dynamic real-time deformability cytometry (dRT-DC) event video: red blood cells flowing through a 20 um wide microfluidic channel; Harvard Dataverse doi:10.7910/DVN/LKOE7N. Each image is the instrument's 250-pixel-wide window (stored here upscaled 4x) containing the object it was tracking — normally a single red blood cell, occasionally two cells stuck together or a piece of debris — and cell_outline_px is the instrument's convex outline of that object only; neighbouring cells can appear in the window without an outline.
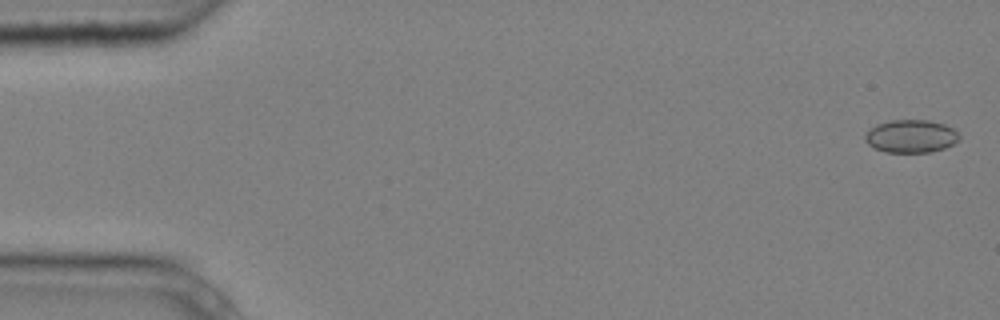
{"species": "common noctule bat (a hibernating species)", "species_latin": "Nyctalus noctula", "temperature_condition": "cold", "stored_images_in_passage": 3, "camera_frame_rate_fps": 3000, "um_per_image_px": 0.085, "animal": {"sex": "male", "body_mass_g": 20.4}, "frame": {"image": 1, "passage_image": 1, "time_ms": 0.0, "image_size_px": [1000, 320], "cell_outline_px": [[960, 140], [944, 148], [932, 152], [884, 152], [868, 144], [864, 140], [864, 136], [876, 124], [888, 120], [928, 120], [944, 124], [952, 128], [960, 136]], "centroid_in_image_um": [77.43, 11.58], "position_along_channel_um": 7.6, "area_um2": 18.03}}
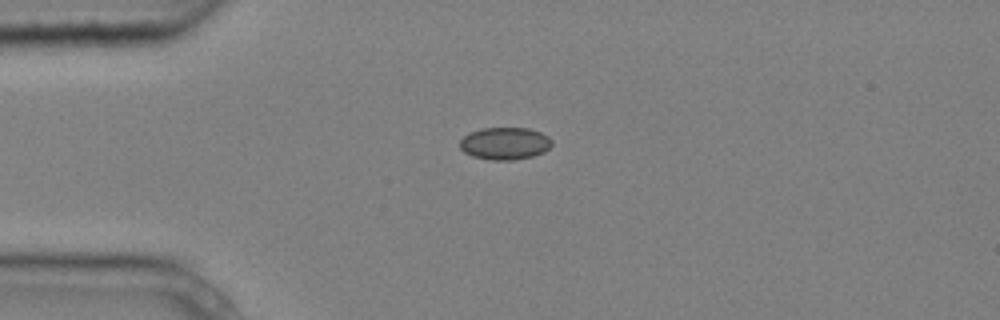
{"frame": {"image": 2, "passage_image": 3, "time_ms": 0.667, "image_size_px": [1000, 320], "cell_outline_px": [[552, 144], [544, 152], [532, 156], [512, 160], [492, 160], [472, 156], [464, 152], [460, 148], [460, 140], [468, 132], [480, 128], [528, 128], [540, 132], [548, 136], [552, 140]], "centroid_in_image_um": [42.89, 12.18], "position_along_channel_um": 42.1, "area_um2": 17.4}}